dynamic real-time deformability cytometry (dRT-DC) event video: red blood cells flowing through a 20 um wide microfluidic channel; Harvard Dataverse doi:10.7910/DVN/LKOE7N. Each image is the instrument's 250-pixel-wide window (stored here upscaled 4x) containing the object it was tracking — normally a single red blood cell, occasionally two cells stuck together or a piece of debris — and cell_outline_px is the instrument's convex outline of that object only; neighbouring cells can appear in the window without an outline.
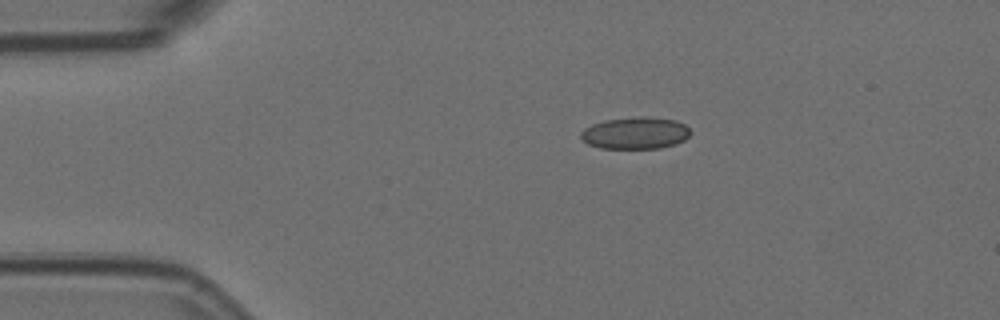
{"species": "Egyptian fruit bat (a non-hibernating species)", "species_latin": "Rousettus aegyptiacus", "temperature_condition": "room temperature", "stored_images_in_passage": 47, "camera_frame_rate_fps": 3000, "um_per_image_px": 0.085, "animal": {"sex": "female"}, "frame": {"image": 1, "passage_image": 1, "time_ms": 0.0, "image_size_px": [1000, 320], "cell_outline_px": [[692, 132], [684, 140], [676, 144], [660, 148], [600, 148], [588, 144], [580, 136], [580, 132], [584, 128], [592, 124], [604, 120], [676, 120], [684, 124]], "centroid_in_image_um": [53.98, 11.37], "position_along_channel_um": 31.0, "area_um2": 19.36}}
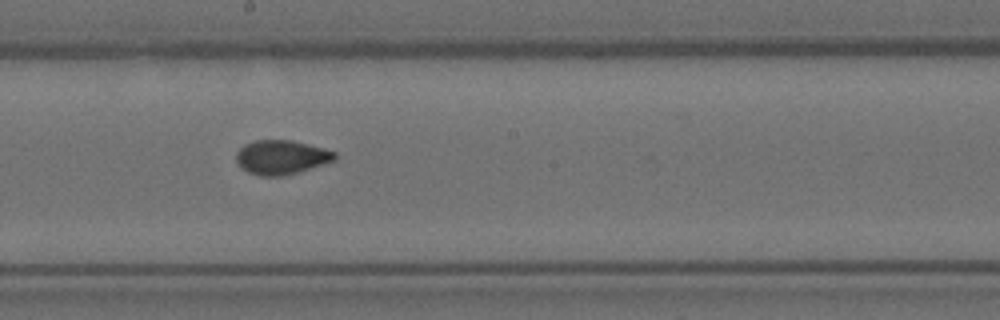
{"frame": {"image": 2, "passage_image": 21, "time_ms": 6.667, "image_size_px": [1000, 320], "cell_outline_px": [[336, 160], [296, 172], [280, 176], [260, 176], [248, 172], [240, 168], [236, 160], [236, 152], [244, 144], [256, 140], [292, 140], [324, 148], [336, 152]], "centroid_in_image_um": [23.89, 13.36], "position_along_channel_um": 224.3, "area_um2": 19.59}}
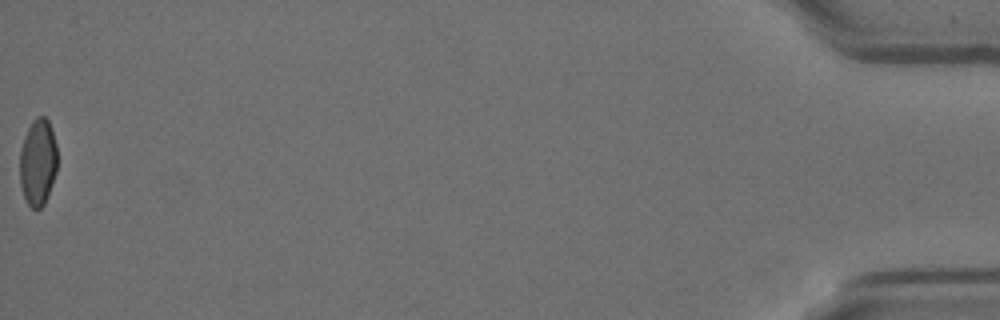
{"frame": {"image": 3, "passage_image": 47, "time_ms": 15.333, "image_size_px": [1000, 320], "cell_outline_px": [[56, 172], [48, 196], [44, 204], [40, 208], [32, 208], [28, 204], [24, 196], [20, 184], [20, 152], [24, 136], [32, 120], [36, 116], [44, 116], [48, 120], [56, 144]], "centroid_in_image_um": [3.21, 13.78], "position_along_channel_um": 432.0, "area_um2": 18.9}, "authors_computed_cell_mechanics": {"area_um2": 19.7098, "velocity_mm_per_s": 3.5846, "shape_relaxation_time_tau1_ms": null, "shape_relaxation_time_tau2_ms": 1.1135, "deformation_change_tau1": null, "deformation_change_tau2": 0.0404}}